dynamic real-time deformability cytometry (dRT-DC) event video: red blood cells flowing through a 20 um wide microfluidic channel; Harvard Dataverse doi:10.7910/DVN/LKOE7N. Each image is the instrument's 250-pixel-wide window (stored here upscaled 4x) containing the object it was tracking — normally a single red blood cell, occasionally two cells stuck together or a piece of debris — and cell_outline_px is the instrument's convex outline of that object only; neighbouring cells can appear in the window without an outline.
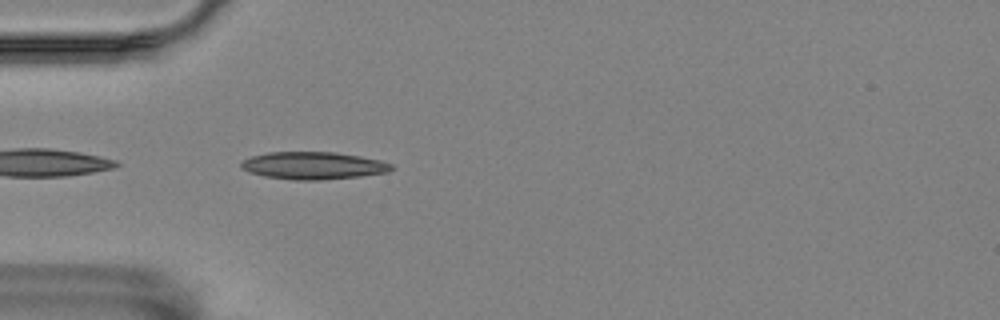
{"species": "Egyptian fruit bat (a non-hibernating species)", "species_latin": "Rousettus aegyptiacus", "temperature_condition": "room temperature", "stored_images_in_passage": 34, "camera_frame_rate_fps": 3000, "um_per_image_px": 0.085, "animal": {"sex": "female"}, "frame": {"image": 1, "passage_image": 2, "time_ms": 0.333, "image_size_px": [1000, 320], "cell_outline_px": [[392, 168], [388, 172], [360, 176], [320, 180], [292, 180], [264, 176], [248, 172], [240, 168], [240, 164], [244, 160], [252, 156], [268, 152], [336, 152], [360, 156], [380, 160], [392, 164]], "centroid_in_image_um": [26.6, 14.07], "position_along_channel_um": 58.4, "area_um2": 24.04}}
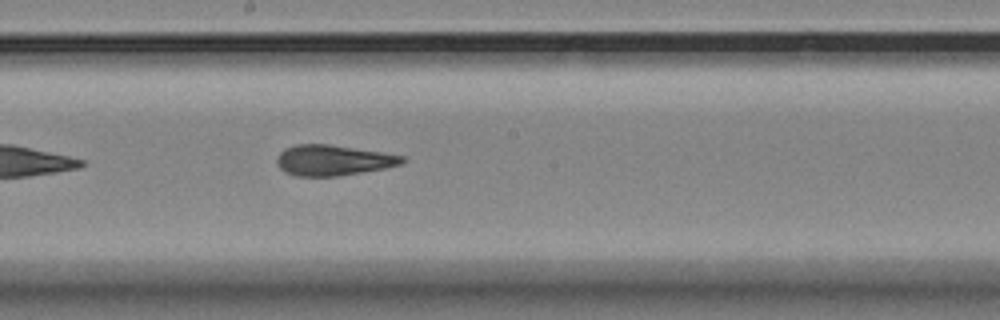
{"frame": {"image": 2, "passage_image": 16, "time_ms": 5.0, "image_size_px": [1000, 320], "cell_outline_px": [[404, 160], [400, 164], [384, 168], [340, 176], [296, 176], [284, 172], [276, 164], [276, 156], [284, 148], [296, 144], [328, 144], [380, 152], [404, 156]], "centroid_in_image_um": [28.23, 13.62], "position_along_channel_um": 220.0, "area_um2": 22.25}}
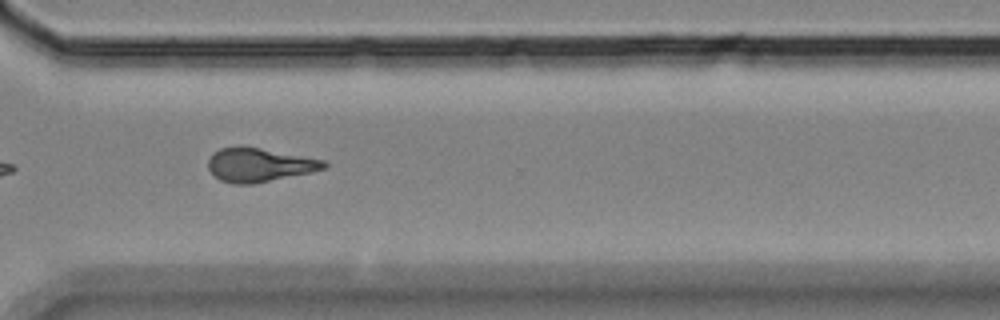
{"frame": {"image": 3, "passage_image": 27, "time_ms": 8.667, "image_size_px": [1000, 320], "cell_outline_px": [[328, 164], [324, 168], [308, 172], [252, 184], [232, 184], [220, 180], [208, 168], [208, 160], [212, 152], [220, 148], [240, 144], [324, 160]], "centroid_in_image_um": [21.95, 13.98], "position_along_channel_um": 348.6, "area_um2": 22.72}, "authors_computed_cell_mechanics": {"area_um2": 22.7443, "velocity_mm_per_s": 3.5125, "shape_relaxation_time_tau1_ms": 7.2158, "shape_relaxation_time_tau2_ms": 2.3465, "deformation_change_tau1": 0.1972, "deformation_change_tau2": 0.091}}